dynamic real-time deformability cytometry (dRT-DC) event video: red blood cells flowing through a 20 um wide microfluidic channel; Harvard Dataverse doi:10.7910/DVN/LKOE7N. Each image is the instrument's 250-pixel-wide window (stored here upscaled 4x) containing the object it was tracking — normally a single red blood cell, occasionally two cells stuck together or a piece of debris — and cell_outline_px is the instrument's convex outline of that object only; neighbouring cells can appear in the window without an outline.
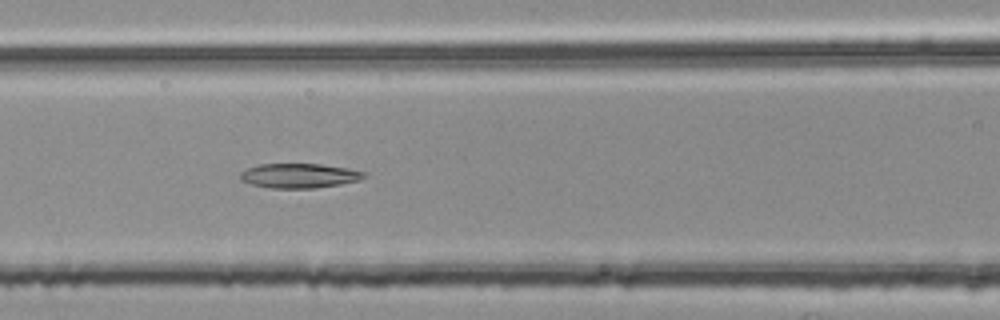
{"species": "common noctule bat (a hibernating species)", "species_latin": "Nyctalus noctula", "temperature_condition": "room temperature", "stored_images_in_passage": 39, "camera_frame_rate_fps": 3000, "um_per_image_px": 0.085, "animal": {"sex": "female", "body_mass_g": 25.1}, "frame": {"image": 1, "passage_image": 9, "time_ms": 2.667, "image_size_px": [1000, 320], "cell_outline_px": [[368, 172], [360, 180], [340, 184], [316, 188], [268, 188], [252, 184], [240, 180], [240, 172], [248, 168], [260, 164], [320, 164], [348, 168]], "centroid_in_image_um": [25.44, 14.93], "position_along_channel_um": 141.2, "area_um2": 17.74}}
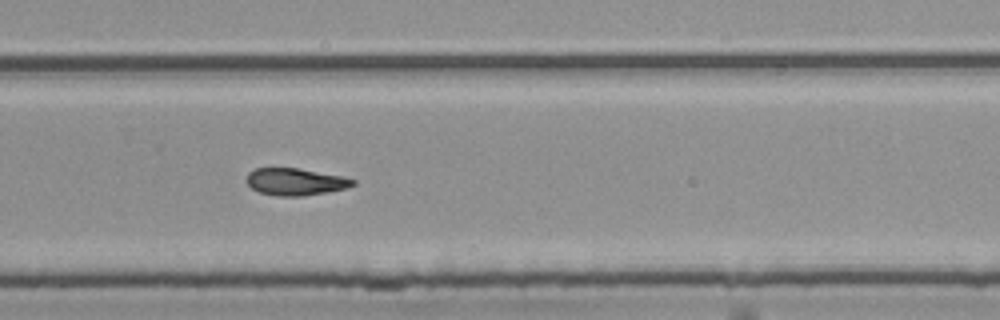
{"frame": {"image": 2, "passage_image": 22, "time_ms": 7.0, "image_size_px": [1000, 320], "cell_outline_px": [[356, 184], [344, 188], [304, 196], [276, 196], [260, 192], [252, 188], [248, 184], [248, 172], [256, 168], [296, 168], [344, 176], [356, 180]], "centroid_in_image_um": [25.12, 15.44], "position_along_channel_um": 304.7, "area_um2": 16.59}}
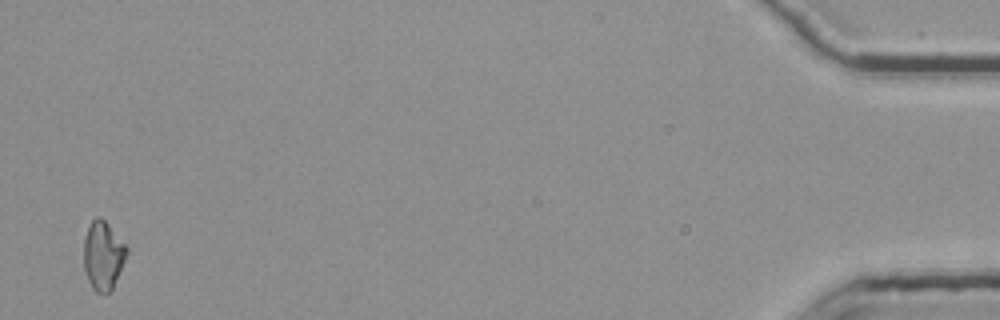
{"frame": {"image": 3, "passage_image": 39, "time_ms": 12.667, "image_size_px": [1000, 320], "cell_outline_px": [[128, 252], [112, 292], [104, 296], [96, 292], [92, 288], [88, 280], [84, 268], [84, 236], [92, 220], [96, 216], [100, 216], [108, 224], [128, 248]], "centroid_in_image_um": [8.76, 21.77], "position_along_channel_um": 426.4, "area_um2": 17.4}, "authors_computed_cell_mechanics": {"area_um2": 17.1088, "velocity_mm_per_s": 3.7843, "shape_relaxation_time_tau1_ms": null, "shape_relaxation_time_tau2_ms": 7.3388, "deformation_change_tau1": null, "deformation_change_tau2": 0.1632}}